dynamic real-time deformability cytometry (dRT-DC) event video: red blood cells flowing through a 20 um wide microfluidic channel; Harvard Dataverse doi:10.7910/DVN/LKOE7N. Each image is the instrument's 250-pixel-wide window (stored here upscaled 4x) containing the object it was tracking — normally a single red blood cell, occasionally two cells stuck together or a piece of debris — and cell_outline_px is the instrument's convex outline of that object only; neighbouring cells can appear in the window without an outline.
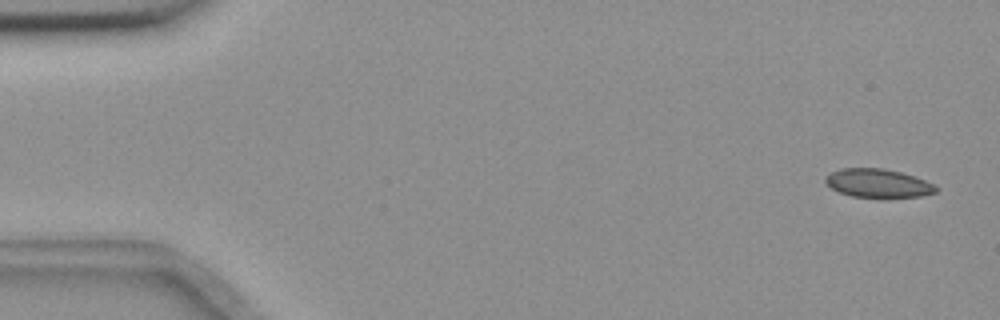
{"species": "common noctule bat (a hibernating species)", "species_latin": "Nyctalus noctula", "temperature_condition": "room temperature", "stored_images_in_passage": 53, "camera_frame_rate_fps": 3000, "um_per_image_px": 0.085, "animal": {"sex": "female", "body_mass_g": 18.4}, "frame": {"image": 1, "passage_image": 3, "time_ms": 0.667, "image_size_px": [1000, 320], "cell_outline_px": [[936, 192], [920, 196], [884, 200], [852, 196], [840, 192], [832, 188], [824, 180], [832, 172], [840, 168], [884, 168], [900, 172], [924, 180], [932, 184], [936, 188]], "centroid_in_image_um": [74.63, 15.61], "position_along_channel_um": 10.4, "area_um2": 18.67}}
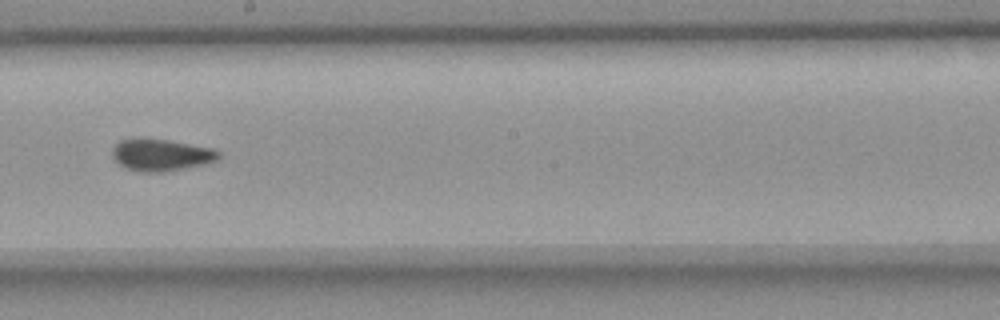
{"frame": {"image": 2, "passage_image": 32, "time_ms": 10.333, "image_size_px": [1000, 320], "cell_outline_px": [[220, 156], [216, 160], [204, 164], [164, 172], [140, 172], [124, 168], [112, 156], [112, 148], [120, 140], [168, 140], [212, 148], [220, 152]], "centroid_in_image_um": [13.7, 13.2], "position_along_channel_um": 234.5, "area_um2": 19.36}}
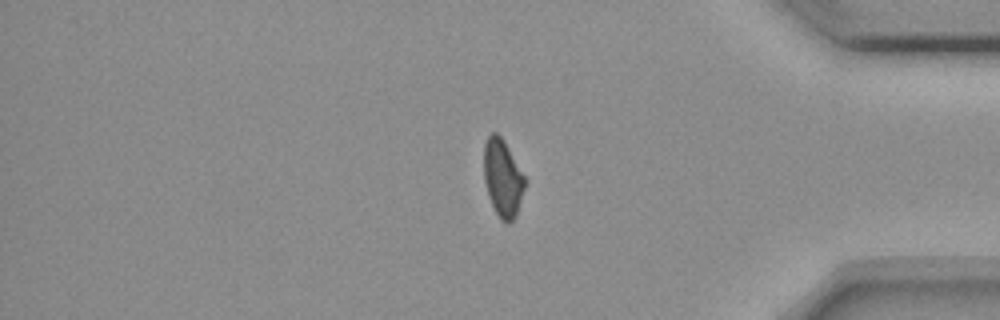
{"frame": {"image": 3, "passage_image": 47, "time_ms": 15.333, "image_size_px": [1000, 320], "cell_outline_px": [[524, 188], [516, 216], [508, 224], [500, 220], [488, 196], [484, 180], [484, 144], [488, 136], [492, 132], [496, 132], [504, 140], [524, 176]], "centroid_in_image_um": [42.7, 15.14], "position_along_channel_um": 392.5, "area_um2": 18.26}, "authors_computed_cell_mechanics": {"area_um2": 19.1896, "velocity_mm_per_s": 3.661, "shape_relaxation_time_tau1_ms": null, "shape_relaxation_time_tau2_ms": 1.7162, "deformation_change_tau1": null, "deformation_change_tau2": 0.0647}}